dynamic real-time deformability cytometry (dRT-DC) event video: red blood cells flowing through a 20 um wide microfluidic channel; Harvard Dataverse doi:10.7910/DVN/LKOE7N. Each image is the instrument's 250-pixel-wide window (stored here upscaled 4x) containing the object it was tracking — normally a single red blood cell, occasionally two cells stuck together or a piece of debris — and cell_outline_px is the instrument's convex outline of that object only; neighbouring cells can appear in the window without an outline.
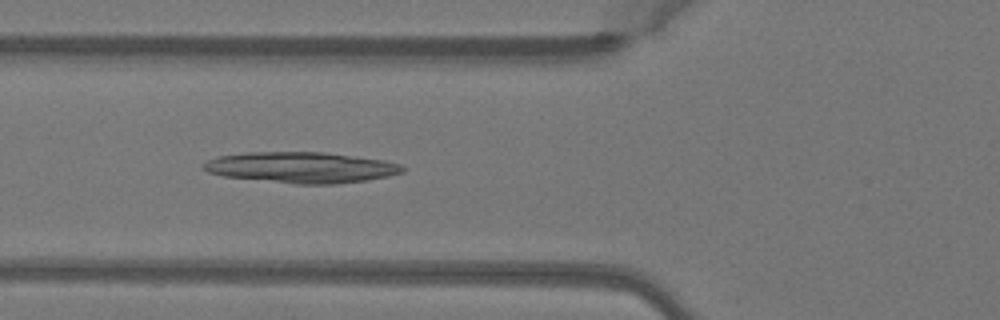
{"species": "Egyptian fruit bat (a non-hibernating species)", "species_latin": "Rousettus aegyptiacus", "temperature_condition": "warm", "stored_images_in_passage": 33, "camera_frame_rate_fps": 3000, "um_per_image_px": 0.085, "animal": {"sex": "female"}, "frame": {"image": 1, "passage_image": 9, "time_ms": 2.667, "image_size_px": [1000, 320], "cell_outline_px": [[404, 172], [388, 176], [368, 180], [336, 184], [296, 184], [224, 176], [208, 172], [204, 168], [204, 164], [208, 160], [220, 156], [248, 152], [324, 152], [384, 160], [400, 164], [404, 168]], "centroid_in_image_um": [25.65, 14.23], "position_along_channel_um": 100.1, "area_um2": 35.6}}
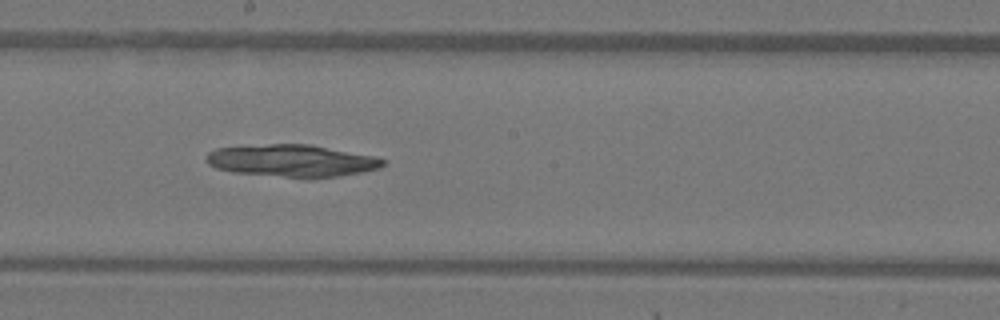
{"frame": {"image": 2, "passage_image": 18, "time_ms": 5.667, "image_size_px": [1000, 320], "cell_outline_px": [[388, 160], [380, 168], [340, 176], [284, 176], [232, 172], [216, 168], [208, 164], [208, 152], [216, 148], [268, 144], [312, 144], [376, 156]], "centroid_in_image_um": [24.86, 13.63], "position_along_channel_um": 223.3, "area_um2": 32.66}}
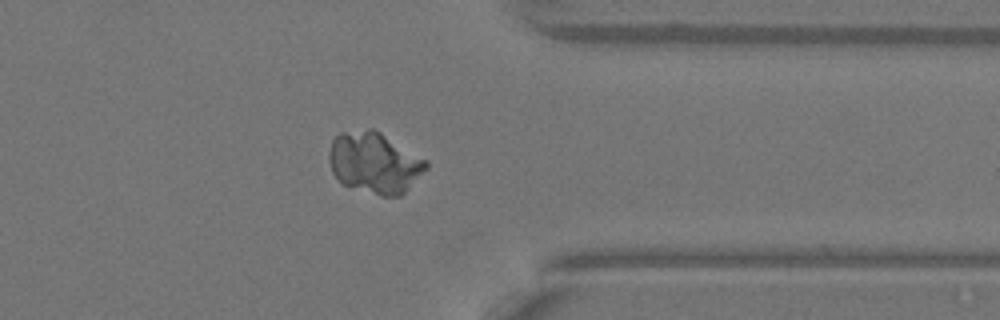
{"frame": {"image": 3, "passage_image": 30, "time_ms": 9.667, "image_size_px": [1000, 320], "cell_outline_px": [[428, 168], [400, 196], [380, 196], [344, 184], [332, 172], [328, 160], [328, 152], [332, 140], [340, 132], [368, 128], [372, 128], [380, 132], [428, 160]], "centroid_in_image_um": [31.83, 13.81], "position_along_channel_um": 379.6, "area_um2": 34.56}}